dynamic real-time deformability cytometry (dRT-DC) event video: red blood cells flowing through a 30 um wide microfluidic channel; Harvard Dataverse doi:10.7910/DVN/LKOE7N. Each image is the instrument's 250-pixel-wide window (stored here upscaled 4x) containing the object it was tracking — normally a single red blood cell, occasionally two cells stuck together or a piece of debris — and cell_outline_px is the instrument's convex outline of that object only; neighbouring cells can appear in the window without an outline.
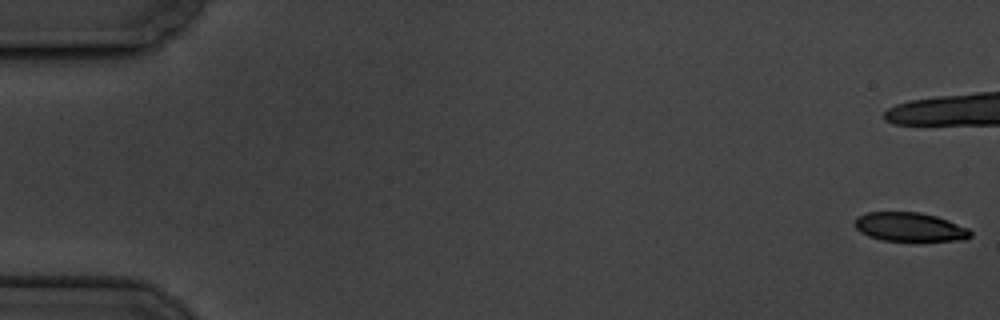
{"species": "common noctule bat (a hibernating species)", "species_latin": "Nyctalus noctula", "temperature_condition": "cold", "stored_images_in_passage": 12, "camera_frame_rate_fps": 3000, "um_per_image_px": 0.085, "animal": {"sex": "male", "body_mass_g": 19.5, "forearm_length_mm": 54.6}, "frame": {"image": 1, "passage_image": 1, "time_ms": 0.0, "image_size_px": [1000, 320], "cell_outline_px": [[972, 236], [964, 240], [916, 244], [884, 240], [868, 236], [860, 232], [852, 224], [856, 216], [868, 212], [920, 212], [936, 216], [948, 220], [968, 228], [972, 232]], "centroid_in_image_um": [77.35, 19.35], "position_along_channel_um": 7.6, "area_um2": 20.63}}
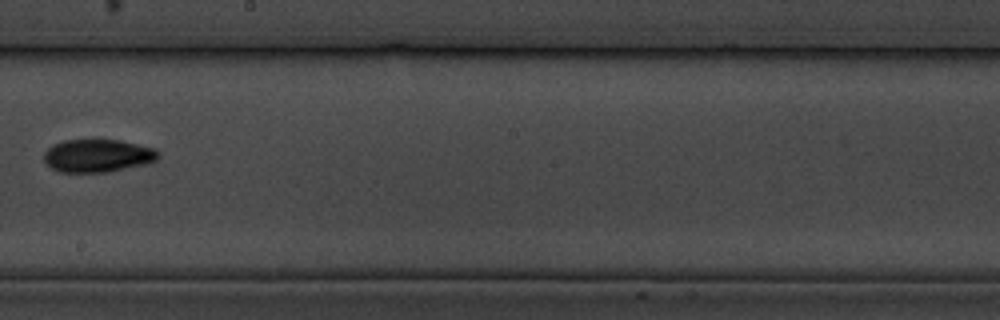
{"frame": {"image": 2, "passage_image": 12, "time_ms": 13.667, "image_size_px": [1000, 320], "cell_outline_px": [[160, 156], [156, 160], [148, 164], [108, 172], [60, 172], [52, 168], [44, 160], [44, 152], [52, 144], [64, 140], [116, 140], [156, 148]], "centroid_in_image_um": [8.31, 13.24], "position_along_channel_um": 239.9, "area_um2": 21.96}}